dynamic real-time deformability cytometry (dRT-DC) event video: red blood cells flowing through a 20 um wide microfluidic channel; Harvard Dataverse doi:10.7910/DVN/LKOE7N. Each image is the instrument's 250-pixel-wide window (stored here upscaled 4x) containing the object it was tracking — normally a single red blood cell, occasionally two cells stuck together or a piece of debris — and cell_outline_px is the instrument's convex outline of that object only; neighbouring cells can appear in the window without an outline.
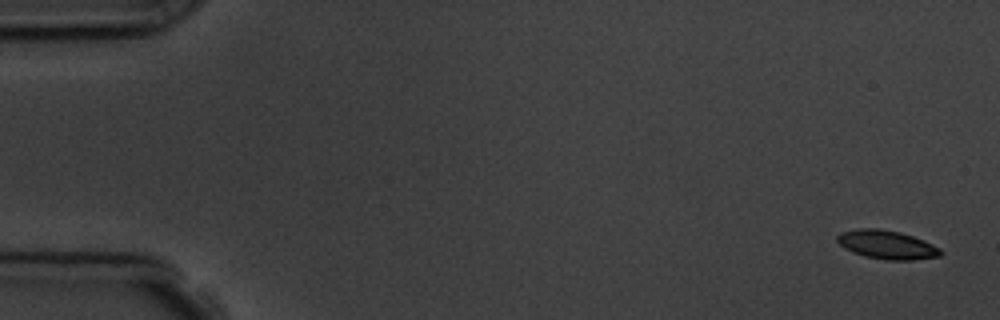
{"species": "common noctule bat (a hibernating species)", "species_latin": "Nyctalus noctula", "temperature_condition": "room temperature", "stored_images_in_passage": 13, "camera_frame_rate_fps": 3000, "um_per_image_px": 0.085, "animal": {"sex": "male", "body_mass_g": 19.5, "forearm_length_mm": 54.6}, "frame": {"image": 1, "passage_image": 1, "time_ms": 0.0, "image_size_px": [1000, 320], "cell_outline_px": [[944, 252], [940, 256], [912, 260], [888, 260], [864, 256], [852, 252], [844, 248], [836, 240], [836, 236], [840, 232], [860, 228], [880, 228], [900, 232], [924, 240], [940, 248]], "centroid_in_image_um": [75.38, 20.79], "position_along_channel_um": 9.6, "area_um2": 17.4}}
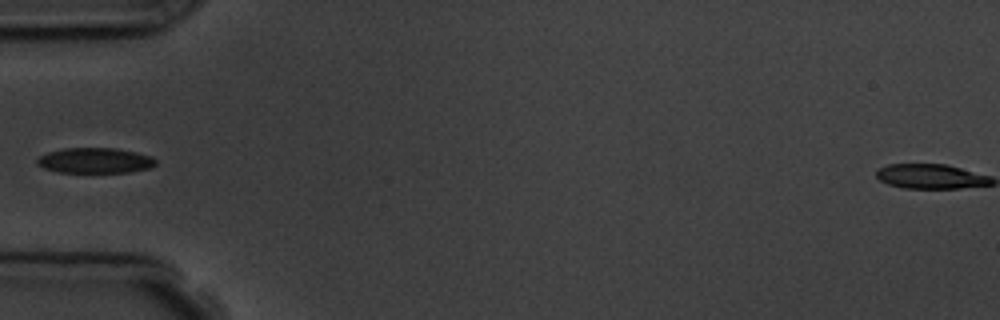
{"frame": {"image": 2, "passage_image": 5, "time_ms": 5.667, "image_size_px": [1000, 320], "cell_outline_px": [[156, 164], [152, 168], [128, 172], [60, 172], [44, 168], [36, 164], [36, 160], [40, 156], [48, 152], [64, 148], [116, 148], [136, 152], [152, 156], [156, 160]], "centroid_in_image_um": [8.1, 13.64], "position_along_channel_um": 76.9, "area_um2": 17.57}}
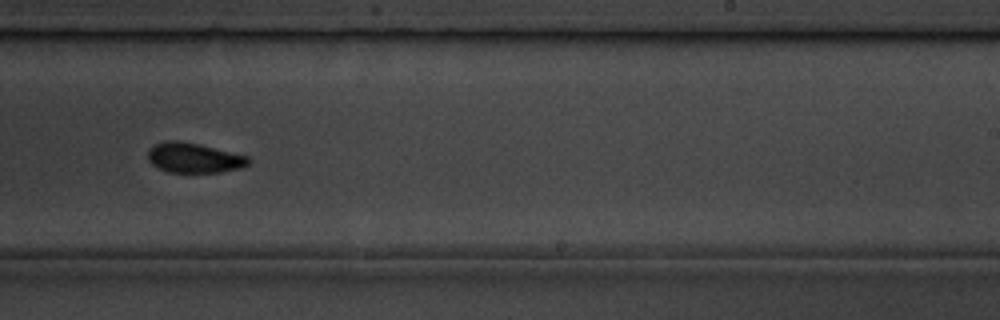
{"frame": {"image": 3, "passage_image": 10, "time_ms": 11.0, "image_size_px": [1000, 320], "cell_outline_px": [[248, 164], [240, 168], [220, 172], [168, 172], [152, 164], [148, 160], [148, 148], [152, 144], [168, 140], [180, 140], [200, 144], [248, 156]], "centroid_in_image_um": [16.44, 13.39], "position_along_channel_um": 272.6, "area_um2": 17.57}, "authors_computed_cell_mechanics": {"area_um2": 17.5712, "velocity_mm_per_s": 3.6705, "shape_relaxation_time_tau1_ms": 2.9009, "shape_relaxation_time_tau2_ms": 1.905, "deformation_change_tau1": 0.1167, "deformation_change_tau2": 0.0542}}